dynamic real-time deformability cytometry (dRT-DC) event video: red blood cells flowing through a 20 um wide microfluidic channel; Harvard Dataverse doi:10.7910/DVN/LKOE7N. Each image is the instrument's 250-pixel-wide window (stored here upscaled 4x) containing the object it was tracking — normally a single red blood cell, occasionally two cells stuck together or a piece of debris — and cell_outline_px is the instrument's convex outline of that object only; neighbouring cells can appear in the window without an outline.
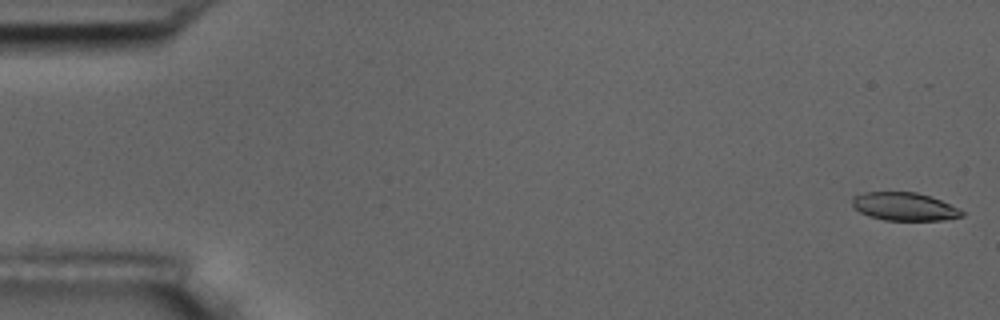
{"species": "common noctule bat (a hibernating species)", "species_latin": "Nyctalus noctula", "temperature_condition": "room temperature", "stored_images_in_passage": 56, "camera_frame_rate_fps": 3000, "um_per_image_px": 0.085, "animal": {"sex": "male", "body_mass_g": 17.5, "forearm_length_mm": 52.3}, "frame": {"image": 1, "passage_image": 1, "time_ms": 0.0, "image_size_px": [1000, 320], "cell_outline_px": [[964, 216], [944, 220], [884, 220], [868, 216], [860, 212], [852, 204], [852, 196], [864, 192], [916, 192], [940, 200], [964, 212]], "centroid_in_image_um": [76.83, 17.56], "position_along_channel_um": 8.2, "area_um2": 17.8}}
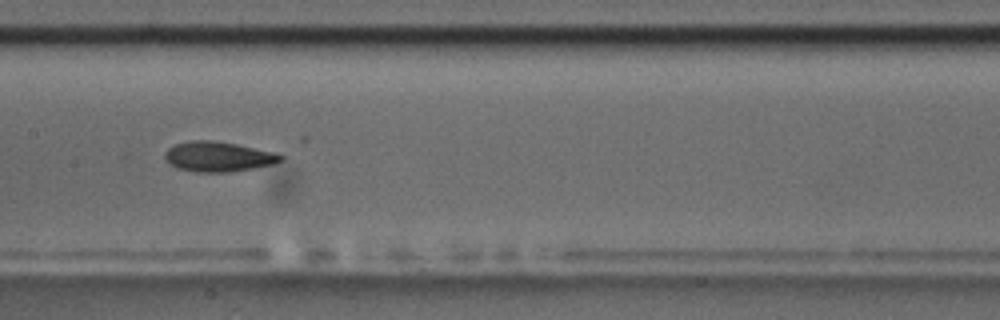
{"frame": {"image": 2, "passage_image": 28, "time_ms": 9.0, "image_size_px": [1000, 320], "cell_outline_px": [[284, 160], [272, 164], [252, 168], [228, 172], [196, 172], [176, 168], [164, 160], [164, 152], [168, 148], [176, 144], [188, 140], [212, 140], [236, 144], [276, 152], [284, 156]], "centroid_in_image_um": [18.52, 13.31], "position_along_channel_um": 188.9, "area_um2": 20.4}}
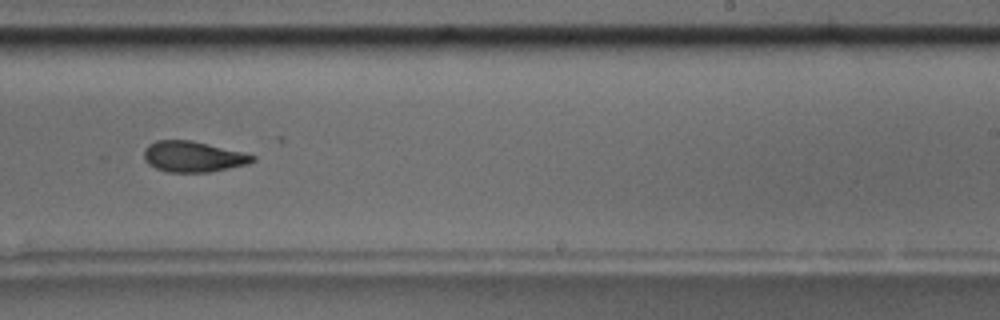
{"frame": {"image": 3, "passage_image": 35, "time_ms": 11.333, "image_size_px": [1000, 320], "cell_outline_px": [[256, 160], [248, 164], [208, 172], [168, 172], [156, 168], [148, 164], [144, 160], [144, 148], [148, 144], [156, 140], [192, 140], [256, 156]], "centroid_in_image_um": [16.37, 13.31], "position_along_channel_um": 272.6, "area_um2": 19.36}, "authors_computed_cell_mechanics": {"area_um2": 20.1144, "velocity_mm_per_s": 3.6003, "shape_relaxation_time_tau1_ms": 10.644, "shape_relaxation_time_tau2_ms": 3.6026, "deformation_change_tau1": 0.2282, "deformation_change_tau2": 0.1138}}